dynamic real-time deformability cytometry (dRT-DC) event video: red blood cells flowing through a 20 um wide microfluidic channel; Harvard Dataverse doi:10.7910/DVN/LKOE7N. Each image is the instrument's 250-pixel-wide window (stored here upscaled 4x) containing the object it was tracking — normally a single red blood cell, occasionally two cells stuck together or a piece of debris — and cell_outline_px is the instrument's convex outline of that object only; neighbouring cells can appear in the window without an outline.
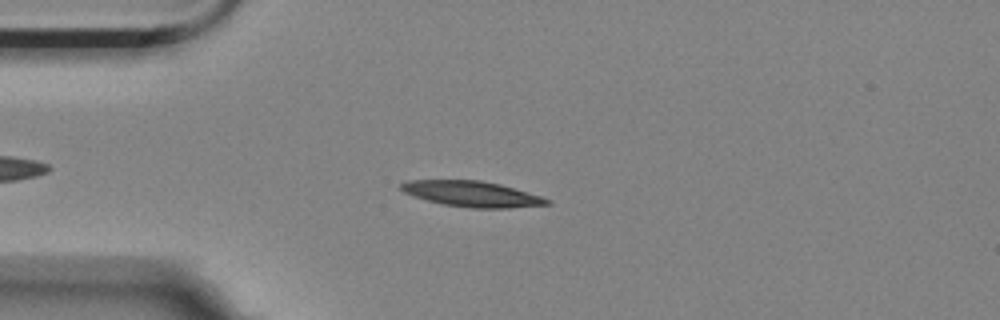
{"species": "Egyptian fruit bat (a non-hibernating species)", "species_latin": "Rousettus aegyptiacus", "temperature_condition": "room temperature", "stored_images_in_passage": 6, "camera_frame_rate_fps": 3000, "um_per_image_px": 0.085, "animal": {"sex": "female"}, "frame": {"image": 1, "passage_image": 4, "time_ms": 1.0, "image_size_px": [1000, 320], "cell_outline_px": [[552, 204], [508, 208], [472, 208], [444, 204], [428, 200], [404, 192], [400, 188], [400, 184], [408, 180], [480, 180], [500, 184], [528, 192], [552, 200]], "centroid_in_image_um": [40.16, 16.48], "position_along_channel_um": 44.8, "area_um2": 21.62}}
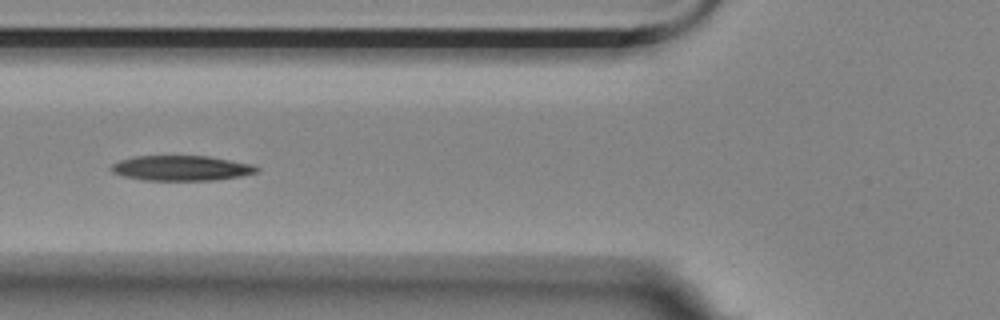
{"frame": {"image": 2, "passage_image": 6, "time_ms": 1.667, "image_size_px": [1000, 320], "cell_outline_px": [[260, 168], [256, 172], [240, 176], [216, 180], [144, 180], [120, 176], [112, 172], [108, 168], [112, 164], [120, 160], [136, 156], [208, 156], [252, 164]], "centroid_in_image_um": [15.36, 14.29], "position_along_channel_um": 110.4, "area_um2": 21.33}}